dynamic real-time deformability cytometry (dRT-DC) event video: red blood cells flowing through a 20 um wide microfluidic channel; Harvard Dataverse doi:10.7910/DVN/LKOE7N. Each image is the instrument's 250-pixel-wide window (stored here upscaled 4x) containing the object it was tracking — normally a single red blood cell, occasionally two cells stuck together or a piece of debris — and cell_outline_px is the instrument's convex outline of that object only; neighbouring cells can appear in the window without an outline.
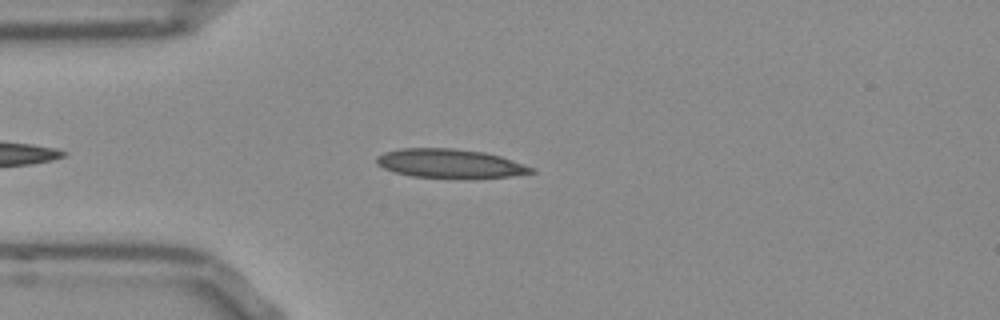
{"species": "Egyptian fruit bat (a non-hibernating species)", "species_latin": "Rousettus aegyptiacus", "temperature_condition": "room temperature", "stored_images_in_passage": 39, "camera_frame_rate_fps": 3000, "um_per_image_px": 0.085, "frame": {"image": 1, "passage_image": 7, "time_ms": 2.0, "image_size_px": [1000, 320], "cell_outline_px": [[536, 172], [512, 176], [412, 176], [396, 172], [384, 168], [376, 164], [376, 156], [384, 152], [400, 148], [452, 148], [484, 152], [500, 156], [536, 168]], "centroid_in_image_um": [38.22, 13.86], "position_along_channel_um": 46.8, "area_um2": 25.32}}
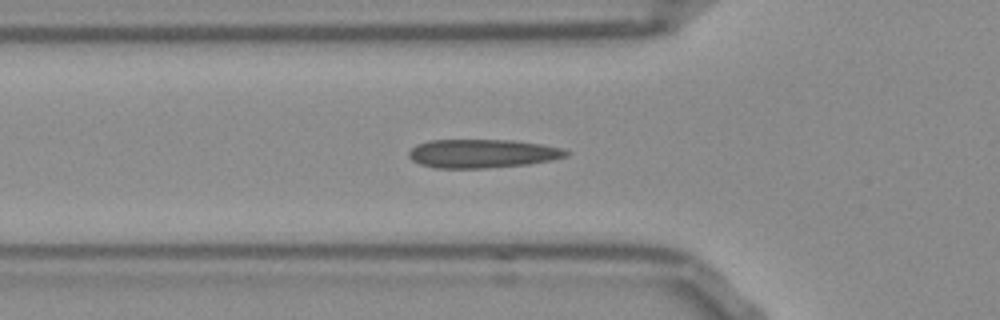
{"frame": {"image": 2, "passage_image": 11, "time_ms": 3.333, "image_size_px": [1000, 320], "cell_outline_px": [[572, 152], [568, 156], [552, 160], [528, 164], [488, 168], [436, 168], [420, 164], [412, 160], [408, 156], [408, 152], [416, 144], [428, 140], [512, 140], [540, 144], [560, 148]], "centroid_in_image_um": [40.99, 13.05], "position_along_channel_um": 84.8, "area_um2": 26.36}}
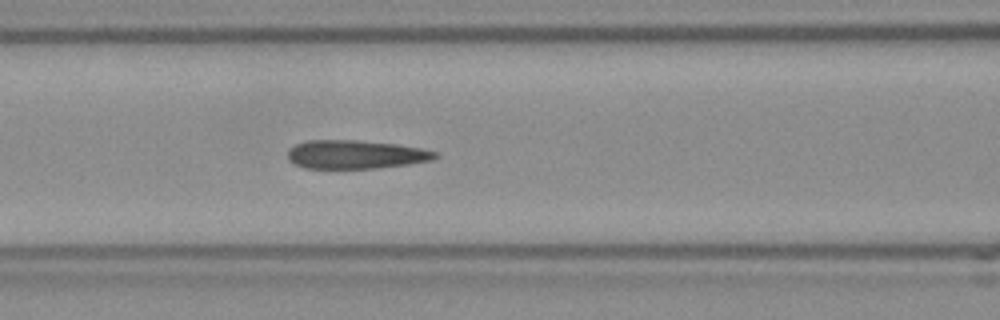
{"frame": {"image": 3, "passage_image": 15, "time_ms": 4.667, "image_size_px": [1000, 320], "cell_outline_px": [[440, 156], [432, 160], [408, 164], [376, 168], [304, 168], [288, 160], [288, 148], [296, 144], [308, 140], [356, 140], [396, 144], [420, 148], [436, 152]], "centroid_in_image_um": [30.21, 13.13], "position_along_channel_um": 136.4, "area_um2": 24.51}, "authors_computed_cell_mechanics": {"area_um2": 25.143, "velocity_mm_per_s": 3.7944, "shape_relaxation_time_tau1_ms": null, "shape_relaxation_time_tau2_ms": 2.4314, "deformation_change_tau1": null, "deformation_change_tau2": 0.1097}}